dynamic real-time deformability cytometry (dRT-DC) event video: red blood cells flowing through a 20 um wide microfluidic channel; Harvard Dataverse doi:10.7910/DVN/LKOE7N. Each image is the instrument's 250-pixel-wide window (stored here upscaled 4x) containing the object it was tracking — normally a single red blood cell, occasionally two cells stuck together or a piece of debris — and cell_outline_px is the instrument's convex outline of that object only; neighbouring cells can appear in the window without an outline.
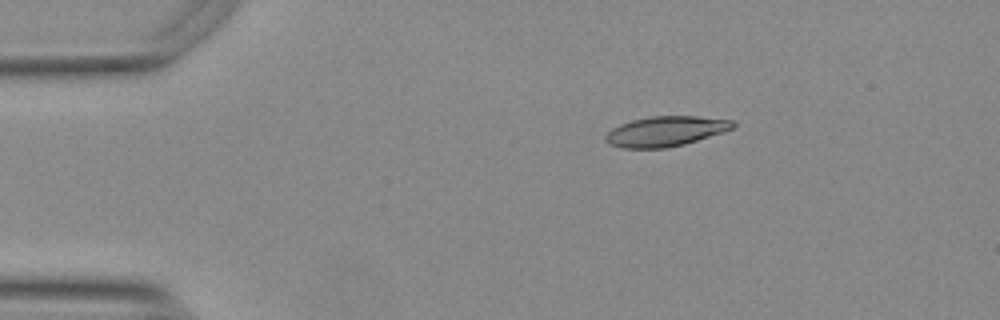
{"species": "Egyptian fruit bat (a non-hibernating species)", "species_latin": "Rousettus aegyptiacus", "temperature_condition": "warm", "stored_images_in_passage": 46, "camera_frame_rate_fps": 3000, "um_per_image_px": 0.085, "animal": {"sex": "female"}, "frame": {"image": 1, "passage_image": 1, "time_ms": 0.0, "image_size_px": [1000, 320], "cell_outline_px": [[736, 124], [732, 128], [684, 144], [664, 148], [624, 148], [608, 144], [604, 140], [604, 136], [612, 128], [620, 124], [632, 120], [652, 116], [696, 116], [732, 120]], "centroid_in_image_um": [56.51, 11.16], "position_along_channel_um": 28.5, "area_um2": 22.02}}
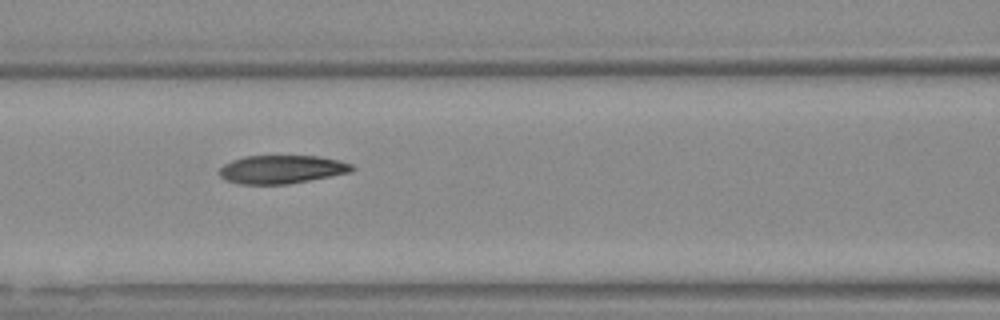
{"frame": {"image": 2, "passage_image": 15, "time_ms": 4.667, "image_size_px": [1000, 320], "cell_outline_px": [[356, 168], [352, 172], [288, 184], [240, 184], [228, 180], [220, 176], [220, 168], [224, 164], [232, 160], [244, 156], [320, 156], [352, 164]], "centroid_in_image_um": [23.96, 14.39], "position_along_channel_um": 142.6, "area_um2": 21.79}}
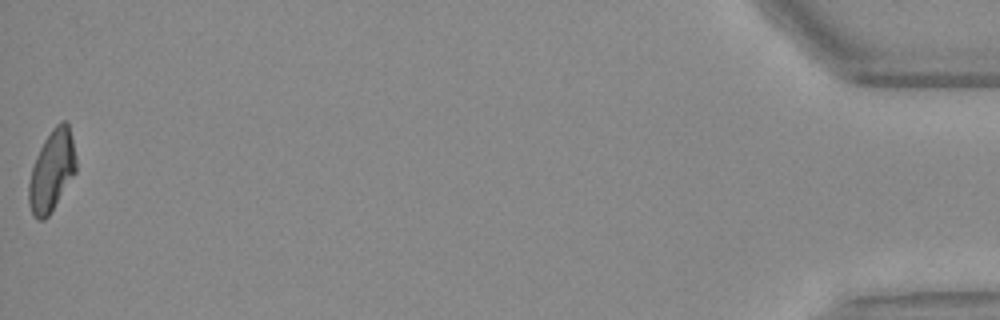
{"frame": {"image": 3, "passage_image": 46, "time_ms": 15.0, "image_size_px": [1000, 320], "cell_outline_px": [[76, 172], [48, 216], [44, 220], [40, 220], [32, 212], [28, 204], [28, 184], [32, 168], [36, 156], [44, 140], [52, 128], [60, 120], [64, 120], [68, 124], [76, 156]], "centroid_in_image_um": [4.4, 14.5], "position_along_channel_um": 430.8, "area_um2": 22.08}, "authors_computed_cell_mechanics": {"area_um2": 22.3975, "velocity_mm_per_s": 3.7484, "shape_relaxation_time_tau1_ms": 6.8906, "shape_relaxation_time_tau2_ms": 3.4726, "deformation_change_tau1": 0.1883, "deformation_change_tau2": 0.1051}}